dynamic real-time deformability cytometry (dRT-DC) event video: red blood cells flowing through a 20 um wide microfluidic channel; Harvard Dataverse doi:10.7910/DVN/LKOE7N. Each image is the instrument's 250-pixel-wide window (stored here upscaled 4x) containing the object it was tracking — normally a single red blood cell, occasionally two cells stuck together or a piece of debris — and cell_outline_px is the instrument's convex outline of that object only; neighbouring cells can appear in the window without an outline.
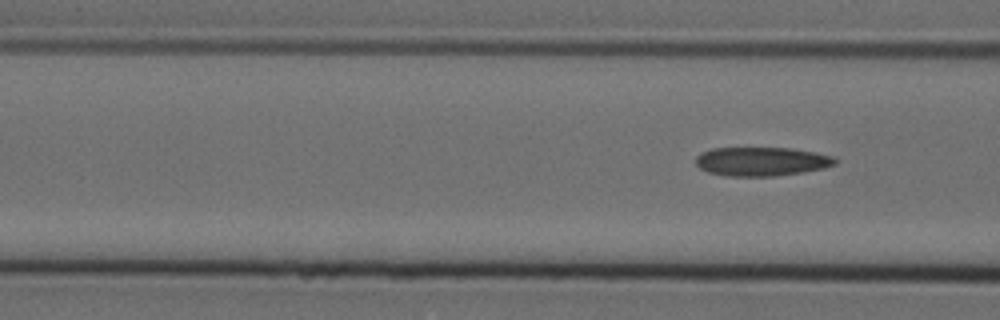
{"species": "Egyptian fruit bat (a non-hibernating species)", "species_latin": "Rousettus aegyptiacus", "temperature_condition": "cold", "stored_images_in_passage": 8, "camera_frame_rate_fps": 3000, "um_per_image_px": 0.085, "animal": {"sex": "female"}, "frame": {"image": 1, "passage_image": 8, "time_ms": 2.333, "image_size_px": [1000, 320], "cell_outline_px": [[836, 164], [824, 168], [776, 176], [724, 176], [708, 172], [700, 168], [696, 164], [696, 156], [700, 152], [712, 148], [792, 148], [816, 152], [832, 156], [836, 160]], "centroid_in_image_um": [64.7, 13.72], "position_along_channel_um": 101.9, "area_um2": 23.52}}